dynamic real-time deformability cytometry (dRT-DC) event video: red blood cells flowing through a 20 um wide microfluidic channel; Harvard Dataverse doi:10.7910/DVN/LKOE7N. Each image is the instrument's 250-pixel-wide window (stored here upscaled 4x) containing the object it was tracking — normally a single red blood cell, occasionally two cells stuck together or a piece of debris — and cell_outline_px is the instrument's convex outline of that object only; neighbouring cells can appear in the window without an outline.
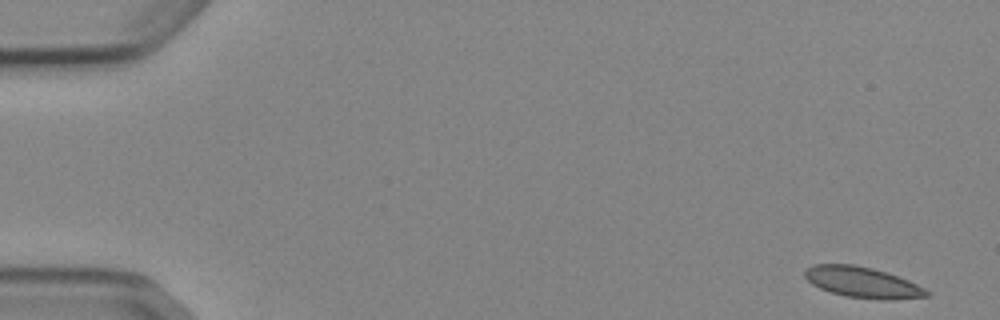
{"species": "Egyptian fruit bat (a non-hibernating species)", "species_latin": "Rousettus aegyptiacus", "temperature_condition": "cold", "stored_images_in_passage": 51, "camera_frame_rate_fps": 3000, "um_per_image_px": 0.085, "animal": {"sex": "female"}, "frame": {"image": 1, "passage_image": 1, "time_ms": 0.0, "image_size_px": [1000, 320], "cell_outline_px": [[932, 296], [892, 300], [884, 300], [844, 296], [820, 288], [812, 284], [804, 276], [804, 272], [808, 268], [816, 264], [856, 264], [872, 268], [908, 280], [932, 292]], "centroid_in_image_um": [73.35, 24.01], "position_along_channel_um": 11.6, "area_um2": 21.85}}
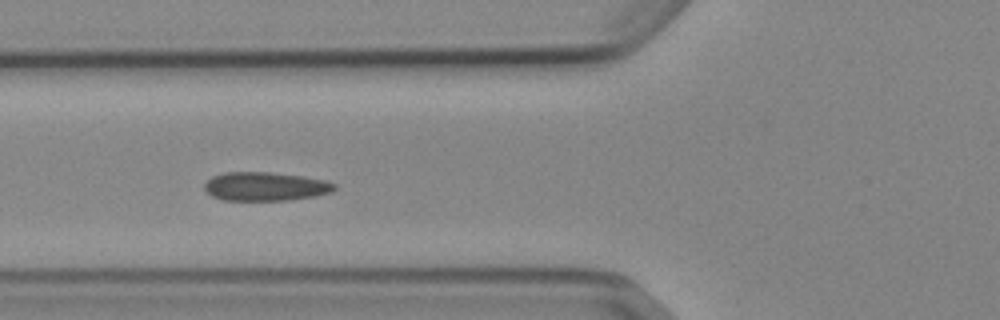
{"frame": {"image": 2, "passage_image": 19, "time_ms": 6.0, "image_size_px": [1000, 320], "cell_outline_px": [[336, 188], [332, 192], [316, 196], [288, 200], [224, 200], [212, 196], [204, 188], [204, 184], [212, 176], [224, 172], [268, 172], [304, 176], [328, 180], [336, 184]], "centroid_in_image_um": [22.6, 15.84], "position_along_channel_um": 103.2, "area_um2": 21.91}}
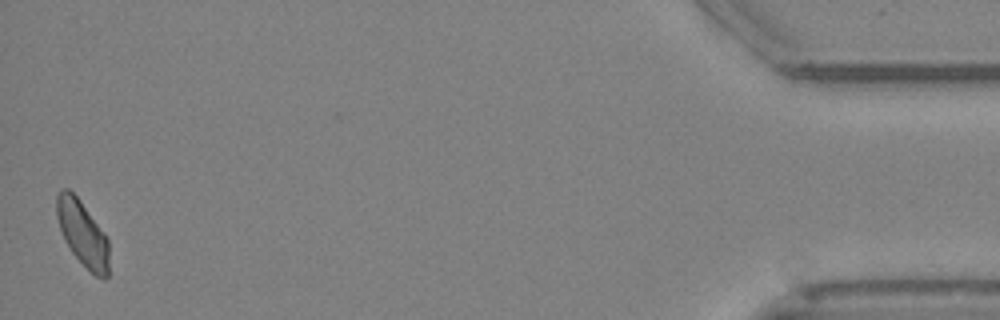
{"frame": {"image": 3, "passage_image": 51, "time_ms": 16.667, "image_size_px": [1000, 320], "cell_outline_px": [[108, 276], [104, 280], [96, 276], [72, 252], [64, 240], [56, 216], [56, 196], [60, 188], [68, 188], [80, 200], [108, 240]], "centroid_in_image_um": [6.99, 19.82], "position_along_channel_um": 428.2, "area_um2": 19.54}, "authors_computed_cell_mechanics": {"area_um2": 21.386, "velocity_mm_per_s": 3.8593, "shape_relaxation_time_tau1_ms": null, "shape_relaxation_time_tau2_ms": 2.1838, "deformation_change_tau1": null, "deformation_change_tau2": 0.0725}}